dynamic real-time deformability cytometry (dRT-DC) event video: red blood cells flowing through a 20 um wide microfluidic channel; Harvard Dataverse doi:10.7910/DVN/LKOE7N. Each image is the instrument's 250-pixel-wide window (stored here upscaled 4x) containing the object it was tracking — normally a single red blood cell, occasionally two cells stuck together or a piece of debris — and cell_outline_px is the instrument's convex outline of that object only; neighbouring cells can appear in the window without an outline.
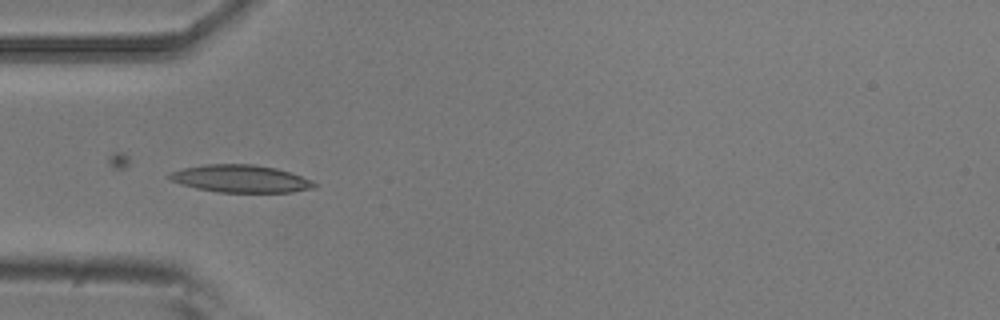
{"species": "common noctule bat (a hibernating species)", "species_latin": "Nyctalus noctula", "temperature_condition": "room temperature", "stored_images_in_passage": 16, "camera_frame_rate_fps": 3000, "um_per_image_px": 0.085, "animal": {"sex": "male", "body_mass_g": 20.5, "forearm_length_mm": 52.5}, "frame": {"image": 1, "passage_image": 6, "time_ms": 1.667, "image_size_px": [1000, 320], "cell_outline_px": [[316, 188], [292, 192], [216, 192], [196, 188], [180, 184], [172, 180], [168, 176], [168, 172], [184, 168], [204, 164], [252, 164], [276, 168], [312, 180], [316, 184]], "centroid_in_image_um": [20.44, 15.19], "position_along_channel_um": 64.6, "area_um2": 23.18}}
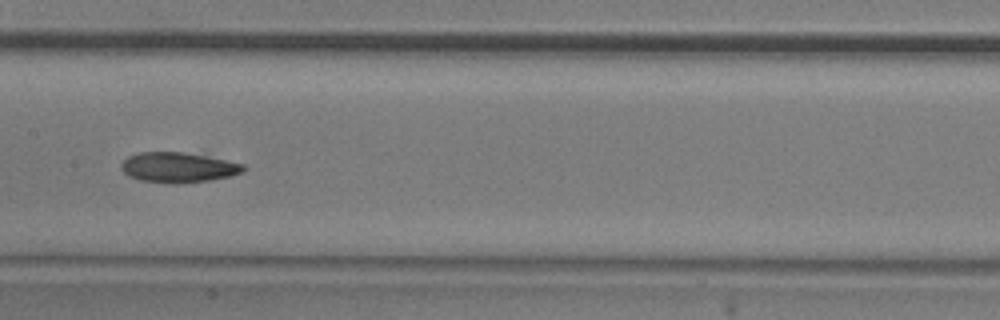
{"frame": {"image": 2, "passage_image": 9, "time_ms": 2.667, "image_size_px": [1000, 320], "cell_outline_px": [[248, 168], [244, 172], [232, 176], [208, 180], [176, 184], [172, 184], [140, 180], [128, 176], [120, 168], [120, 164], [128, 156], [140, 152], [184, 152], [244, 164]], "centroid_in_image_um": [15.14, 14.24], "position_along_channel_um": 192.3, "area_um2": 21.5}}
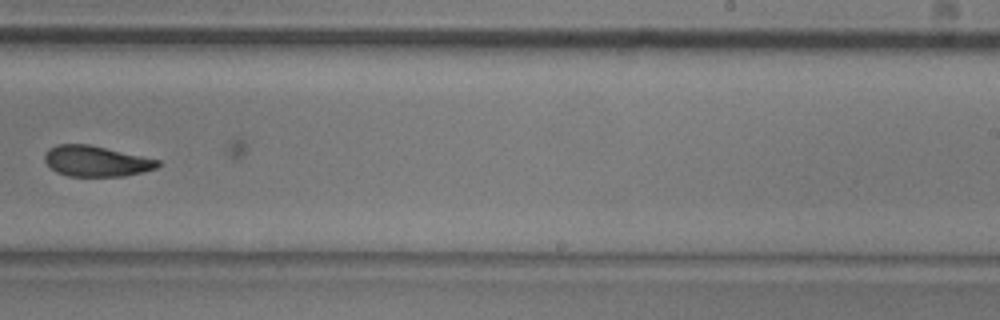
{"frame": {"image": 3, "passage_image": 11, "time_ms": 3.333, "image_size_px": [1000, 320], "cell_outline_px": [[160, 164], [156, 168], [124, 176], [68, 176], [56, 172], [44, 160], [44, 152], [48, 148], [56, 144], [88, 144], [160, 160]], "centroid_in_image_um": [8.13, 13.69], "position_along_channel_um": 280.9, "area_um2": 20.11}}